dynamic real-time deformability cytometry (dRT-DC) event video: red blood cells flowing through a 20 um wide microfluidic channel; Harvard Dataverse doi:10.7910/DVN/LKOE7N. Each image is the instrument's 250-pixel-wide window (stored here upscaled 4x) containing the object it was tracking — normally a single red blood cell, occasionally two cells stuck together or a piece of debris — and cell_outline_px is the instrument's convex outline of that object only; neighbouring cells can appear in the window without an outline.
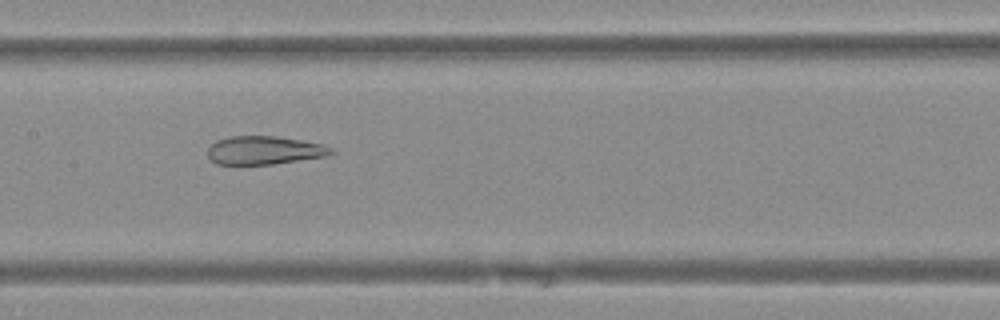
{"species": "Egyptian fruit bat (a non-hibernating species)", "species_latin": "Rousettus aegyptiacus", "temperature_condition": "warm", "stored_images_in_passage": 35, "camera_frame_rate_fps": 3000, "um_per_image_px": 0.085, "animal": {"sex": "female"}, "frame": {"image": 1, "passage_image": 10, "time_ms": 3.0, "image_size_px": [1000, 320], "cell_outline_px": [[336, 152], [324, 156], [272, 164], [240, 168], [216, 164], [208, 156], [208, 148], [216, 140], [228, 136], [276, 136], [324, 144], [332, 148]], "centroid_in_image_um": [22.38, 12.81], "position_along_channel_um": 185.0, "area_um2": 21.1}}
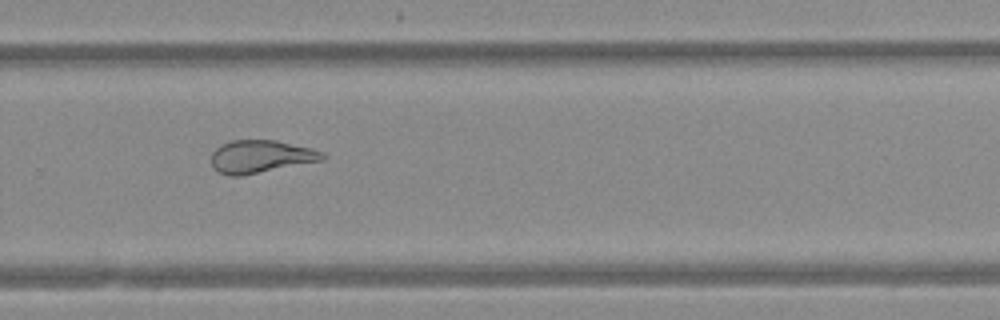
{"frame": {"image": 2, "passage_image": 19, "time_ms": 6.0, "image_size_px": [1000, 320], "cell_outline_px": [[328, 156], [324, 160], [240, 176], [228, 176], [212, 168], [212, 152], [220, 144], [232, 140], [276, 140], [312, 148], [324, 152]], "centroid_in_image_um": [22.18, 13.3], "position_along_channel_um": 307.6, "area_um2": 21.39}}
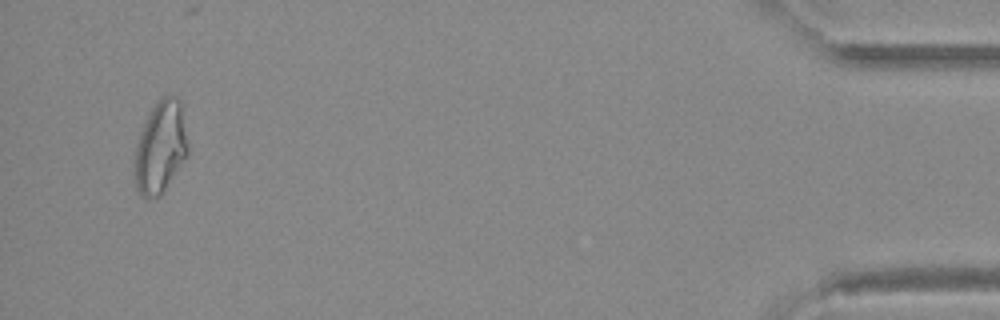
{"frame": {"image": 3, "passage_image": 33, "time_ms": 10.667, "image_size_px": [1000, 320], "cell_outline_px": [[188, 152], [160, 196], [148, 200], [136, 188], [136, 148], [144, 124], [152, 108], [160, 96], [176, 96], [180, 100], [188, 148]], "centroid_in_image_um": [13.65, 12.5], "position_along_channel_um": 421.5, "area_um2": 27.63}}